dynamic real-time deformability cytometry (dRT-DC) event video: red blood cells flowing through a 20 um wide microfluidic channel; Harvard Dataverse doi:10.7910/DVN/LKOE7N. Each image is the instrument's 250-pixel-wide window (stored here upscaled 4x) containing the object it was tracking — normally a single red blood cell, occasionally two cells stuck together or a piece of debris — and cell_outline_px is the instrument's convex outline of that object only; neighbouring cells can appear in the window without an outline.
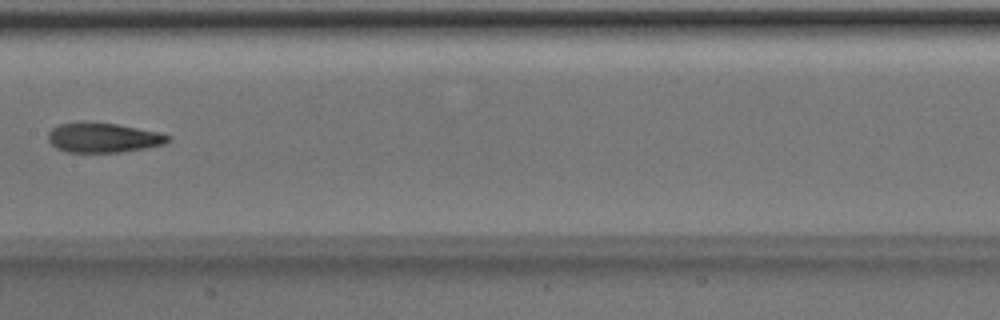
{"species": "Egyptian fruit bat (a non-hibernating species)", "species_latin": "Rousettus aegyptiacus", "temperature_condition": "room temperature", "stored_images_in_passage": 5, "camera_frame_rate_fps": 3000, "um_per_image_px": 0.085, "animal": {"sex": "male"}, "frame": {"image": 1, "passage_image": 4, "time_ms": 1.0, "image_size_px": [1000, 320], "cell_outline_px": [[172, 140], [164, 144], [148, 148], [120, 152], [68, 152], [56, 148], [48, 140], [48, 132], [52, 128], [60, 124], [80, 120], [84, 120], [116, 124], [156, 132], [168, 136]], "centroid_in_image_um": [8.73, 11.69], "position_along_channel_um": 198.7, "area_um2": 20.92}}
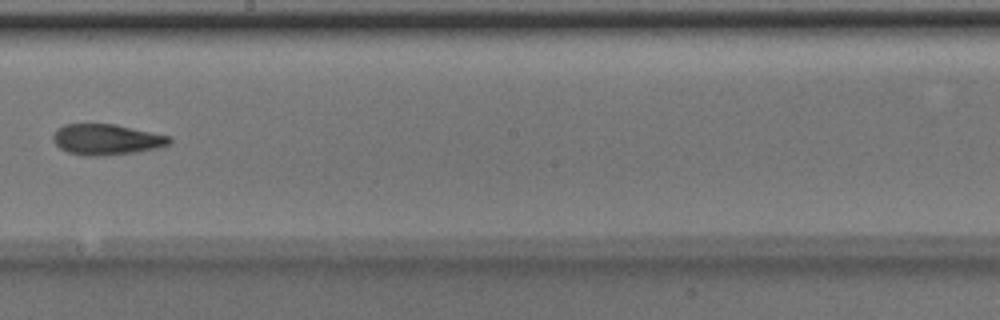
{"frame": {"image": 2, "passage_image": 5, "time_ms": 1.333, "image_size_px": [1000, 320], "cell_outline_px": [[172, 140], [168, 144], [156, 148], [136, 152], [104, 156], [84, 156], [68, 152], [60, 148], [52, 140], [52, 136], [56, 128], [64, 124], [116, 124], [172, 136]], "centroid_in_image_um": [9.04, 11.85], "position_along_channel_um": 239.2, "area_um2": 21.1}}